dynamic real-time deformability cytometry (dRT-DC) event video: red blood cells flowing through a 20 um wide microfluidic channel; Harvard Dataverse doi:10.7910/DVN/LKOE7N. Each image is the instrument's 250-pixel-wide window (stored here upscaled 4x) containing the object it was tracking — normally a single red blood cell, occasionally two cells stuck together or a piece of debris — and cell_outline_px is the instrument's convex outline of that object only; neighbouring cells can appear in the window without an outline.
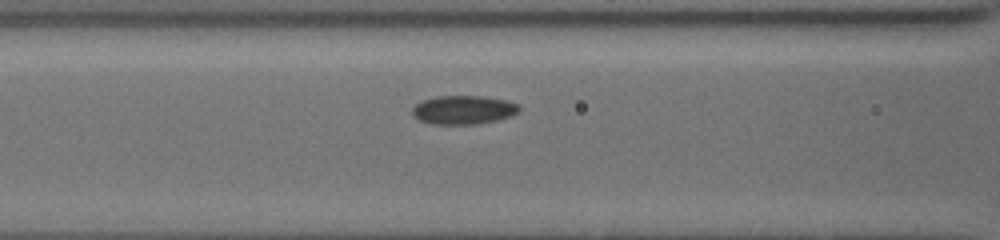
{"species": "common noctule bat (a hibernating species)", "species_latin": "Nyctalus noctula", "temperature_condition": "cold", "stored_images_in_passage": 5, "camera_frame_rate_fps": 3000, "um_per_image_px": 0.085, "animal": {"sex": "female", "body_mass_g": 19.5, "forearm_length_mm": 54.1}, "frame": {"image": 1, "passage_image": 4, "time_ms": 1.667, "image_size_px": [1000, 240], "cell_outline_px": [[520, 112], [512, 116], [496, 120], [476, 124], [432, 124], [420, 120], [412, 116], [412, 108], [420, 100], [436, 96], [484, 96], [504, 100], [520, 104]], "centroid_in_image_um": [39.39, 9.33], "position_along_channel_um": 127.2, "area_um2": 18.09}}